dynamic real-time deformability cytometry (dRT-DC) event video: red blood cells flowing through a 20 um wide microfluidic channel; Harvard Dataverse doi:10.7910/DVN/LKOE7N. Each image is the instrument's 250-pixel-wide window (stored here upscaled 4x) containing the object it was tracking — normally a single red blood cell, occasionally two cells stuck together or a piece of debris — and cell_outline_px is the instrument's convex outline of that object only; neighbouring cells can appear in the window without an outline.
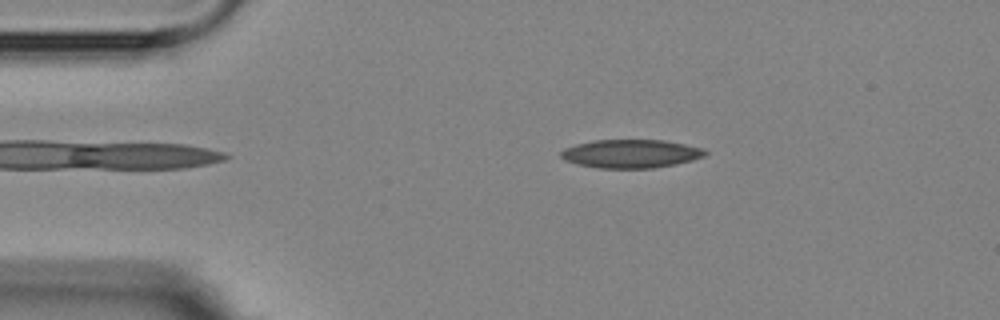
{"species": "Egyptian fruit bat (a non-hibernating species)", "species_latin": "Rousettus aegyptiacus", "temperature_condition": "room temperature", "stored_images_in_passage": 6, "camera_frame_rate_fps": 3000, "um_per_image_px": 0.085, "animal": {"sex": "female"}, "frame": {"image": 1, "passage_image": 3, "time_ms": 2.667, "image_size_px": [1000, 320], "cell_outline_px": [[708, 152], [704, 156], [692, 160], [676, 164], [652, 168], [596, 168], [564, 160], [560, 156], [560, 152], [564, 148], [576, 144], [596, 140], [664, 140], [704, 148]], "centroid_in_image_um": [53.63, 13.06], "position_along_channel_um": 31.4, "area_um2": 23.87}}
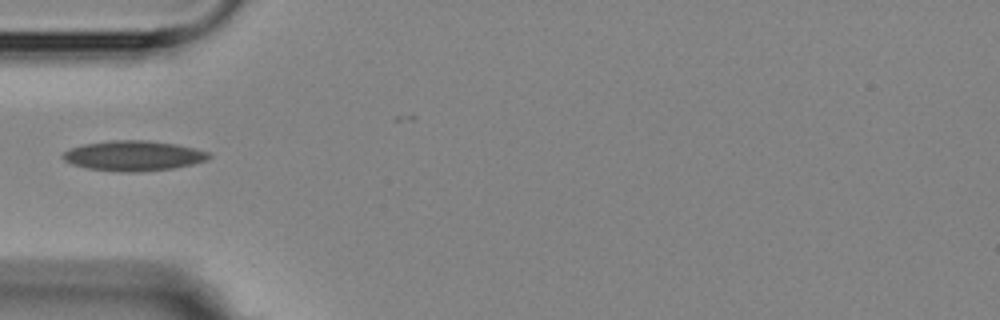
{"frame": {"image": 2, "passage_image": 5, "time_ms": 5.0, "image_size_px": [1000, 320], "cell_outline_px": [[212, 156], [208, 160], [192, 164], [172, 168], [136, 172], [120, 172], [88, 168], [72, 164], [64, 160], [60, 156], [64, 152], [72, 148], [84, 144], [112, 140], [148, 140], [176, 144], [196, 148], [208, 152]], "centroid_in_image_um": [11.36, 13.23], "position_along_channel_um": 73.6, "area_um2": 25.61}}
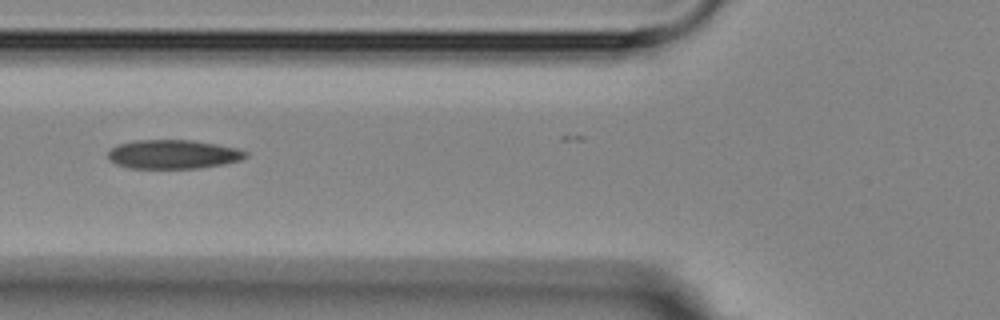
{"frame": {"image": 3, "passage_image": 6, "time_ms": 6.0, "image_size_px": [1000, 320], "cell_outline_px": [[248, 156], [240, 160], [224, 164], [200, 168], [128, 168], [116, 164], [108, 160], [108, 152], [116, 144], [136, 140], [192, 140], [216, 144], [236, 148], [248, 152]], "centroid_in_image_um": [14.7, 13.11], "position_along_channel_um": 111.1, "area_um2": 23.35}}